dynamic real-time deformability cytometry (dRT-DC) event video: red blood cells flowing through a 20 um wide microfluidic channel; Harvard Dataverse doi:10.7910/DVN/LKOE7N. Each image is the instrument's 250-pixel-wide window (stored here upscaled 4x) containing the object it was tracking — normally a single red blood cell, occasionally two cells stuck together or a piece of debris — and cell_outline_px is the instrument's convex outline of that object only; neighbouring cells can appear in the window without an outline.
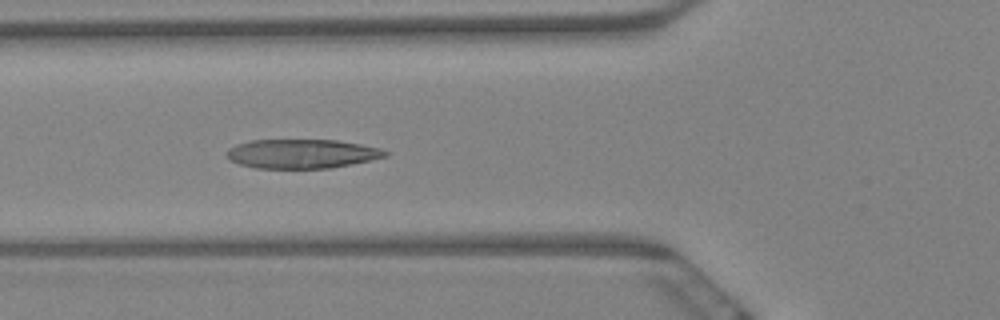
{"species": "Egyptian fruit bat (a non-hibernating species)", "species_latin": "Rousettus aegyptiacus", "temperature_condition": "warm", "stored_images_in_passage": 5, "camera_frame_rate_fps": 3000, "um_per_image_px": 0.085, "animal": {"sex": "female"}, "frame": {"image": 1, "passage_image": 5, "time_ms": 1.333, "image_size_px": [1000, 320], "cell_outline_px": [[388, 156], [352, 164], [328, 168], [256, 168], [240, 164], [228, 160], [224, 156], [224, 152], [228, 148], [236, 144], [248, 140], [336, 140], [360, 144], [380, 148], [388, 152]], "centroid_in_image_um": [25.59, 13.06], "position_along_channel_um": 100.2, "area_um2": 27.11}}